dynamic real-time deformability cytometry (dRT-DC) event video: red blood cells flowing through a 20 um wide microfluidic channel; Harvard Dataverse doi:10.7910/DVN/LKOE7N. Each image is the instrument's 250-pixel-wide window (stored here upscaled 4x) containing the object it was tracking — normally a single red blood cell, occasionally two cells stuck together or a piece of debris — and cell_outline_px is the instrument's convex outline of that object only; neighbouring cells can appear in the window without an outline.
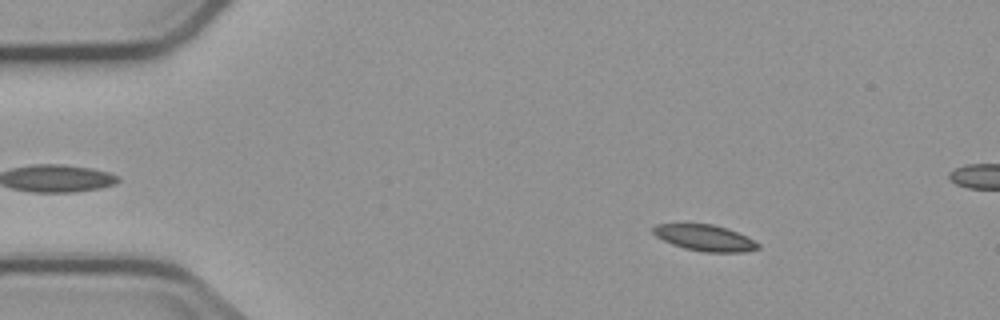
{"species": "common noctule bat (a hibernating species)", "species_latin": "Nyctalus noctula", "temperature_condition": "cold", "stored_images_in_passage": 5, "camera_frame_rate_fps": 3000, "um_per_image_px": 0.085, "animal": {"sex": "male", "body_mass_g": 23.1, "forearm_length_mm": 52.7}, "frame": {"image": 1, "passage_image": 2, "time_ms": 1.333, "image_size_px": [1000, 320], "cell_outline_px": [[760, 248], [744, 252], [704, 252], [684, 248], [672, 244], [656, 236], [652, 232], [652, 228], [656, 224], [712, 224], [728, 228], [760, 244]], "centroid_in_image_um": [59.9, 20.22], "position_along_channel_um": 25.1, "area_um2": 15.84}}